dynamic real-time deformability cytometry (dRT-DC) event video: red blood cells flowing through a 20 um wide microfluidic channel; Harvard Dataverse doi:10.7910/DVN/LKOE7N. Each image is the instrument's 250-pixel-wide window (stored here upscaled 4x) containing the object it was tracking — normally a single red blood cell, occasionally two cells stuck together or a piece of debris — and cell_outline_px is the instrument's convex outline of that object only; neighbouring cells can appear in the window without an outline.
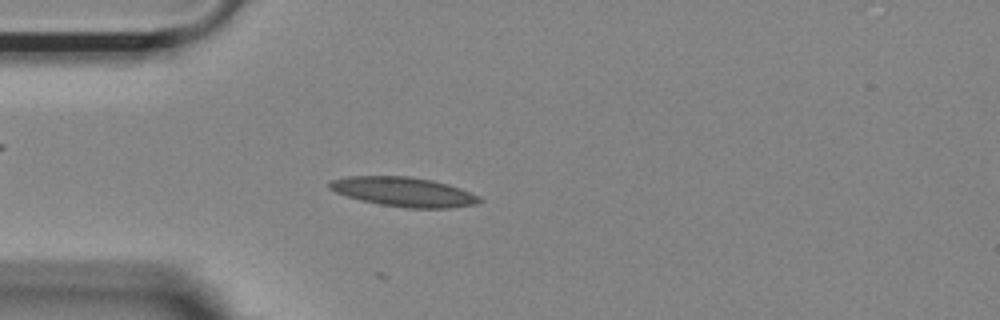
{"species": "Egyptian fruit bat (a non-hibernating species)", "species_latin": "Rousettus aegyptiacus", "temperature_condition": "room temperature", "stored_images_in_passage": 27, "camera_frame_rate_fps": 3000, "um_per_image_px": 0.085, "animal": {"sex": "female"}, "frame": {"image": 1, "passage_image": 14, "time_ms": 4.333, "image_size_px": [1000, 320], "cell_outline_px": [[484, 200], [476, 204], [448, 208], [408, 208], [380, 204], [360, 200], [336, 192], [328, 188], [328, 184], [332, 180], [348, 176], [408, 176], [432, 180], [448, 184], [460, 188], [480, 196]], "centroid_in_image_um": [34.34, 16.3], "position_along_channel_um": 50.7, "area_um2": 25.66}}
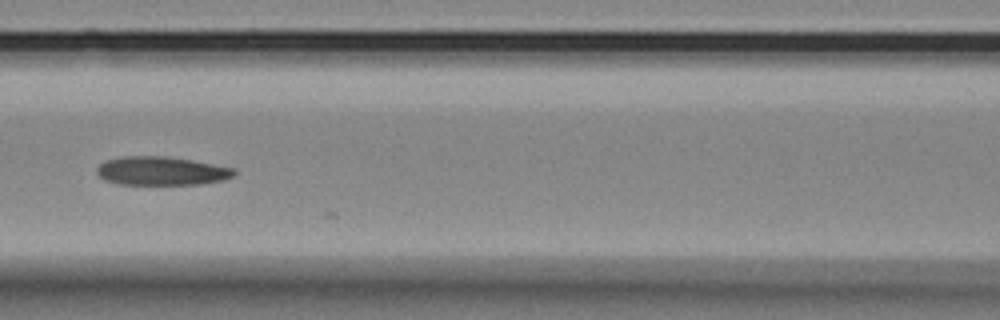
{"frame": {"image": 2, "passage_image": 23, "time_ms": 7.333, "image_size_px": [1000, 320], "cell_outline_px": [[236, 176], [224, 180], [200, 184], [120, 184], [104, 180], [96, 172], [96, 168], [100, 164], [108, 160], [124, 156], [168, 156], [192, 160], [236, 168]], "centroid_in_image_um": [13.77, 14.53], "position_along_channel_um": 152.8, "area_um2": 23.0}}
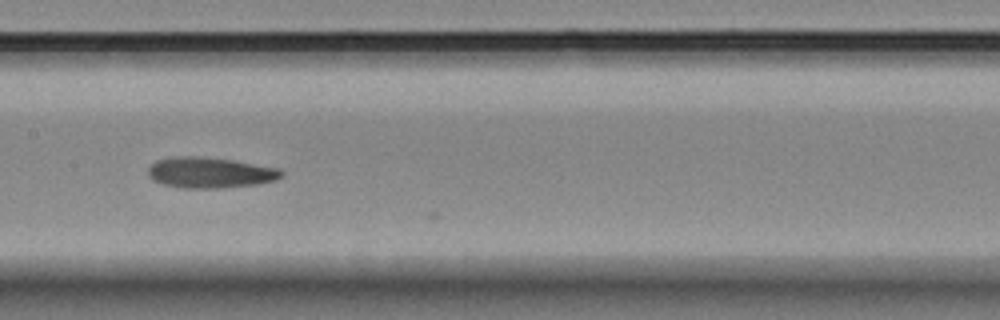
{"frame": {"image": 3, "passage_image": 26, "time_ms": 8.333, "image_size_px": [1000, 320], "cell_outline_px": [[284, 176], [276, 180], [256, 184], [220, 188], [180, 188], [164, 184], [152, 180], [148, 176], [148, 168], [156, 160], [168, 156], [200, 156], [232, 160], [280, 168], [284, 172]], "centroid_in_image_um": [17.84, 14.66], "position_along_channel_um": 189.6, "area_um2": 24.16}}